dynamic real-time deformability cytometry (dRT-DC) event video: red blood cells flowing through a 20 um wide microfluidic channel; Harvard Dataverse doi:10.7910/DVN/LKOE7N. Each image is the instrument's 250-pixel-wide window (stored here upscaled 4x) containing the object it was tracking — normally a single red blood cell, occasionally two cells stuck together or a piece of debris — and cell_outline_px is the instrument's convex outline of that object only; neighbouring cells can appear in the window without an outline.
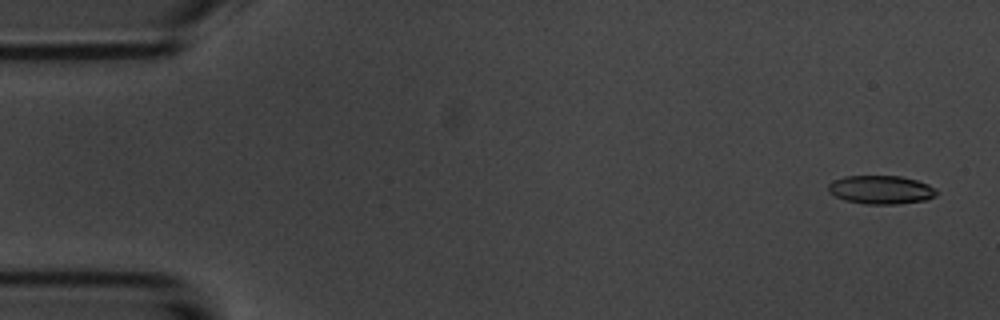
{"species": "common noctule bat (a hibernating species)", "species_latin": "Nyctalus noctula", "temperature_condition": "room temperature", "stored_images_in_passage": 4, "camera_frame_rate_fps": 3000, "um_per_image_px": 0.085, "animal": {"sex": "male", "body_mass_g": 20.1, "forearm_length_mm": 53.5}, "frame": {"image": 1, "passage_image": 1, "time_ms": 0.0, "image_size_px": [1000, 320], "cell_outline_px": [[936, 196], [924, 200], [896, 204], [864, 204], [844, 200], [828, 192], [828, 184], [832, 180], [844, 176], [900, 176], [916, 180], [928, 184], [936, 188]], "centroid_in_image_um": [74.85, 16.12], "position_along_channel_um": 10.2, "area_um2": 18.03}}
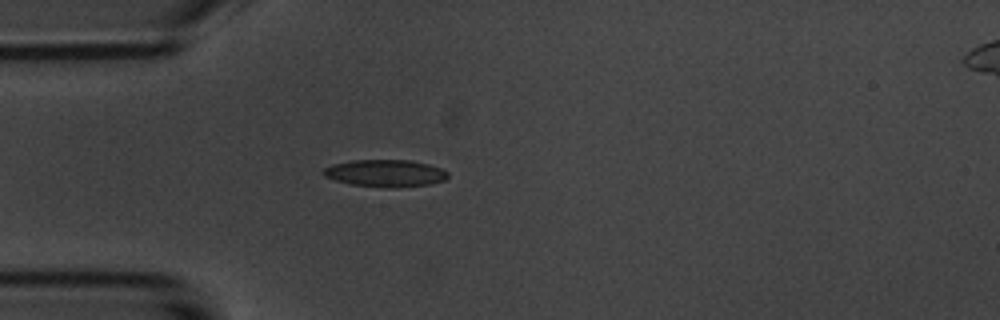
{"frame": {"image": 2, "passage_image": 4, "time_ms": 4.333, "image_size_px": [1000, 320], "cell_outline_px": [[448, 176], [444, 180], [428, 184], [396, 188], [384, 188], [352, 184], [336, 180], [324, 176], [320, 172], [324, 168], [332, 164], [352, 160], [412, 160], [428, 164], [440, 168], [448, 172]], "centroid_in_image_um": [32.73, 14.72], "position_along_channel_um": 52.3, "area_um2": 19.77}}